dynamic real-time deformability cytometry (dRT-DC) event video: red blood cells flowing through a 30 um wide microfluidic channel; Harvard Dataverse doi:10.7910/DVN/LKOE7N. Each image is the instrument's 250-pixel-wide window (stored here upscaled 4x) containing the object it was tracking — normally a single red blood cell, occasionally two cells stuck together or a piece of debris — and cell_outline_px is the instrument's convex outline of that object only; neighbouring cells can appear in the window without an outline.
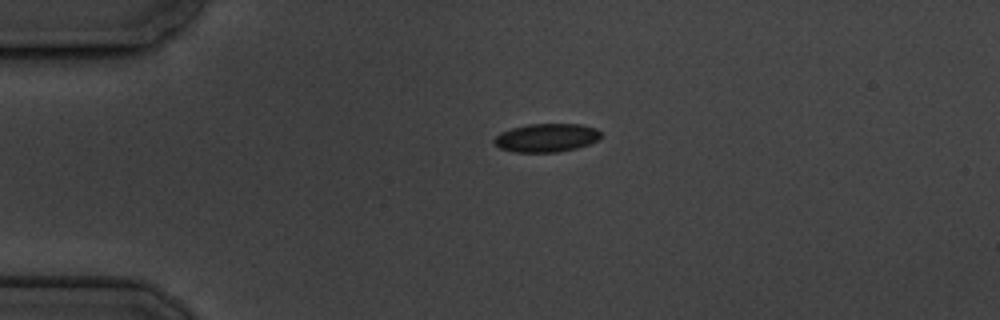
{"species": "common noctule bat (a hibernating species)", "species_latin": "Nyctalus noctula", "temperature_condition": "cold", "stored_images_in_passage": 8, "camera_frame_rate_fps": 3000, "um_per_image_px": 0.085, "animal": {"sex": "male", "body_mass_g": 19.5, "forearm_length_mm": 54.6}, "frame": {"image": 1, "passage_image": 1, "time_ms": 0.0, "image_size_px": [1000, 320], "cell_outline_px": [[600, 136], [596, 140], [588, 144], [576, 148], [560, 152], [516, 152], [500, 148], [492, 140], [500, 132], [512, 128], [528, 124], [580, 124], [596, 128], [600, 132]], "centroid_in_image_um": [46.43, 11.71], "position_along_channel_um": 38.6, "area_um2": 17.57}}
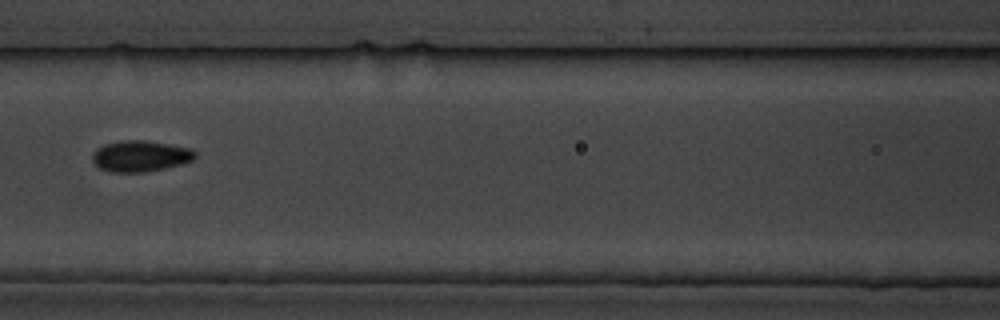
{"frame": {"image": 2, "passage_image": 5, "time_ms": 4.333, "image_size_px": [1000, 320], "cell_outline_px": [[196, 156], [192, 160], [180, 164], [164, 168], [144, 172], [112, 172], [100, 168], [92, 160], [92, 152], [96, 148], [104, 144], [120, 140], [144, 140], [192, 148], [196, 152]], "centroid_in_image_um": [11.91, 13.25], "position_along_channel_um": 154.7, "area_um2": 18.61}}
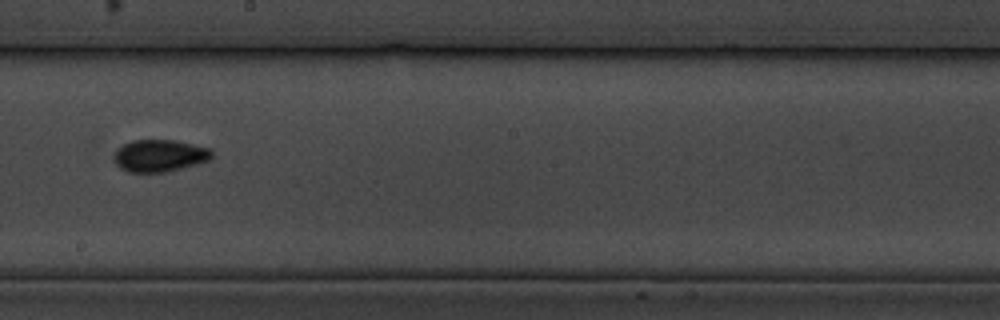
{"frame": {"image": 3, "passage_image": 7, "time_ms": 6.667, "image_size_px": [1000, 320], "cell_outline_px": [[212, 156], [208, 160], [196, 164], [164, 172], [128, 172], [120, 168], [116, 164], [112, 156], [124, 144], [132, 140], [176, 140], [212, 148]], "centroid_in_image_um": [13.57, 13.22], "position_along_channel_um": 234.6, "area_um2": 18.26}}